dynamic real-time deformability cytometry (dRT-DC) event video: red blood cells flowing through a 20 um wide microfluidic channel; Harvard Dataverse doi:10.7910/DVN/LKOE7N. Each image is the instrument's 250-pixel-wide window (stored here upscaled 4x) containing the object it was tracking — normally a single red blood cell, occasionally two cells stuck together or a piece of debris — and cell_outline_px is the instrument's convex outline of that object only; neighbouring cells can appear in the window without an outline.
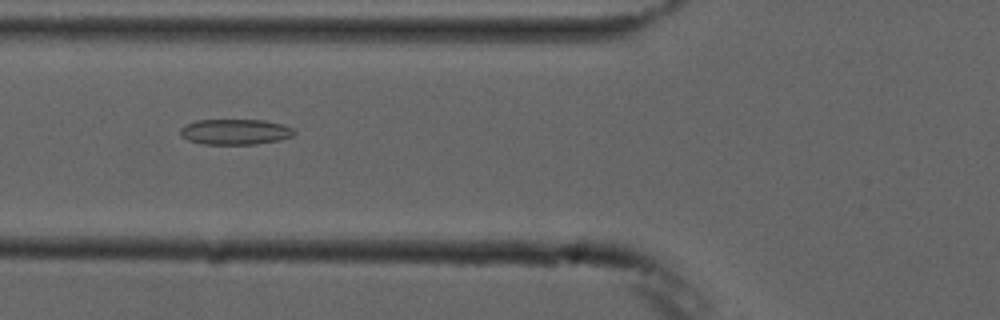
{"species": "common noctule bat (a hibernating species)", "species_latin": "Nyctalus noctula", "temperature_condition": "cold", "stored_images_in_passage": 7, "camera_frame_rate_fps": 3000, "um_per_image_px": 0.085, "animal": {"sex": "male", "forearm_length_mm": 52.5}, "frame": {"image": 1, "passage_image": 6, "time_ms": 5.667, "image_size_px": [1000, 320], "cell_outline_px": [[296, 132], [292, 136], [280, 140], [256, 144], [204, 144], [188, 140], [180, 136], [180, 128], [184, 124], [196, 120], [264, 120], [284, 124], [292, 128]], "centroid_in_image_um": [19.98, 11.2], "position_along_channel_um": 105.8, "area_um2": 17.11}}
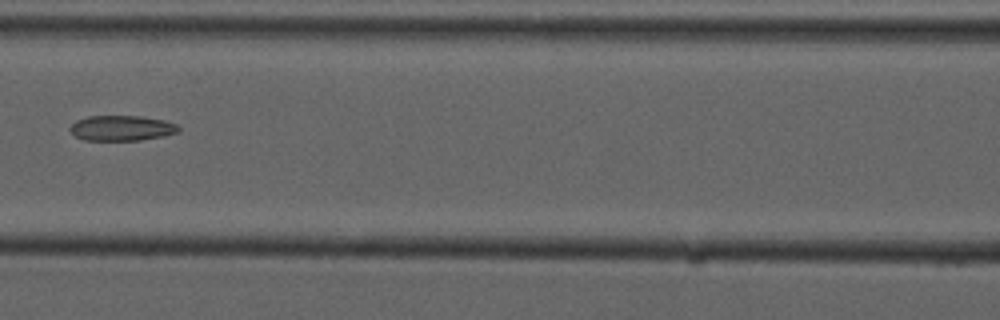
{"frame": {"image": 2, "passage_image": 7, "time_ms": 7.0, "image_size_px": [1000, 320], "cell_outline_px": [[180, 128], [176, 132], [164, 136], [140, 140], [84, 140], [76, 136], [68, 128], [76, 120], [88, 116], [140, 116], [164, 120], [176, 124]], "centroid_in_image_um": [10.32, 10.88], "position_along_channel_um": 156.3, "area_um2": 15.9}}